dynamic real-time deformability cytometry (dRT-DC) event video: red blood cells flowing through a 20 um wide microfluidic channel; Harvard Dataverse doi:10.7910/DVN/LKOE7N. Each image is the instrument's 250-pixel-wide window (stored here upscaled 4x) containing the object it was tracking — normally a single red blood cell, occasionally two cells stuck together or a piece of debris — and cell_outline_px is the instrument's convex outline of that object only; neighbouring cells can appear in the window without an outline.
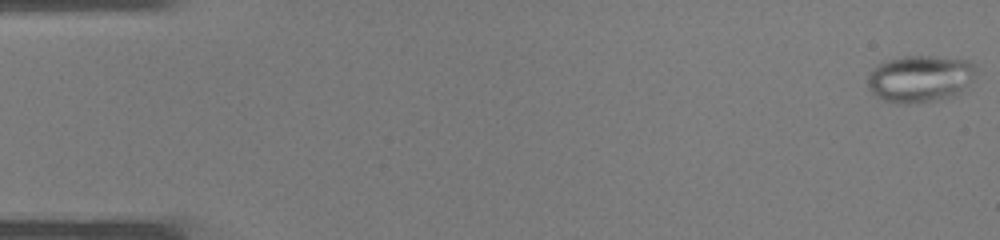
{"species": "common noctule bat (a hibernating species)", "species_latin": "Nyctalus noctula", "temperature_condition": "warm", "stored_images_in_passage": 35, "camera_frame_rate_fps": 3000, "um_per_image_px": 0.085, "animal": {"sex": "male", "body_mass_g": 19.0, "forearm_length_mm": 50.8}, "frame": {"image": 1, "passage_image": 1, "time_ms": 0.0, "image_size_px": [1000, 240], "cell_outline_px": [[976, 72], [972, 80], [956, 96], [936, 100], [904, 104], [896, 104], [884, 100], [876, 96], [868, 88], [868, 72], [872, 68], [888, 60], [904, 56], [928, 56], [968, 60], [976, 68]], "centroid_in_image_um": [78.18, 6.7], "position_along_channel_um": 6.8, "area_um2": 29.65}}
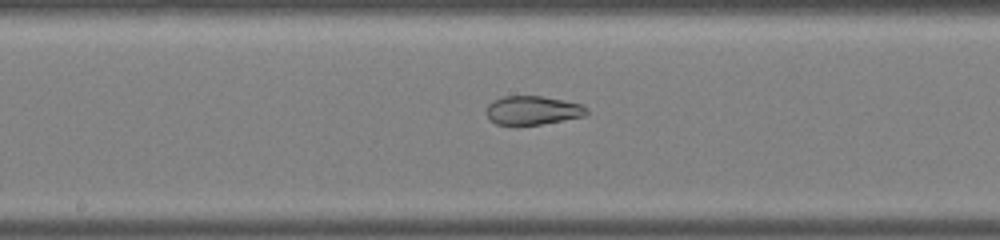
{"frame": {"image": 2, "passage_image": 20, "time_ms": 6.333, "image_size_px": [1000, 240], "cell_outline_px": [[588, 112], [584, 116], [540, 124], [496, 124], [488, 116], [488, 104], [492, 100], [504, 96], [540, 96], [564, 100], [584, 104], [588, 108]], "centroid_in_image_um": [45.32, 9.35], "position_along_channel_um": 202.9, "area_um2": 16.59}}
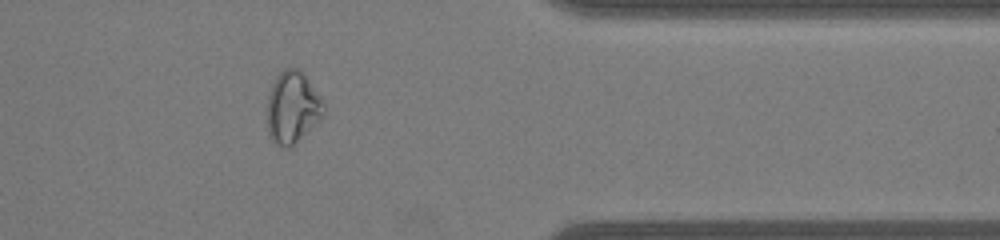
{"frame": {"image": 3, "passage_image": 31, "time_ms": 10.0, "image_size_px": [1000, 240], "cell_outline_px": [[324, 116], [320, 120], [288, 148], [284, 148], [276, 144], [272, 140], [268, 132], [268, 96], [276, 76], [284, 68], [300, 68], [308, 76], [320, 96], [324, 104]], "centroid_in_image_um": [24.88, 9.09], "position_along_channel_um": 386.5, "area_um2": 23.64}}